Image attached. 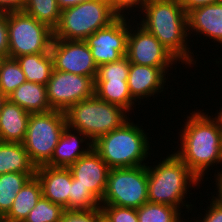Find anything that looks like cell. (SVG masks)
Masks as SVG:
<instances>
[{
  "label": "cell",
  "mask_w": 222,
  "mask_h": 222,
  "mask_svg": "<svg viewBox=\"0 0 222 222\" xmlns=\"http://www.w3.org/2000/svg\"><path fill=\"white\" fill-rule=\"evenodd\" d=\"M186 118L174 153L203 181L209 167L222 164V132L206 112L194 110Z\"/></svg>",
  "instance_id": "obj_1"
},
{
  "label": "cell",
  "mask_w": 222,
  "mask_h": 222,
  "mask_svg": "<svg viewBox=\"0 0 222 222\" xmlns=\"http://www.w3.org/2000/svg\"><path fill=\"white\" fill-rule=\"evenodd\" d=\"M138 12L144 15L139 17V24L160 41L178 64L194 67L197 60L193 57L195 50L189 47L187 13L178 0H148Z\"/></svg>",
  "instance_id": "obj_2"
},
{
  "label": "cell",
  "mask_w": 222,
  "mask_h": 222,
  "mask_svg": "<svg viewBox=\"0 0 222 222\" xmlns=\"http://www.w3.org/2000/svg\"><path fill=\"white\" fill-rule=\"evenodd\" d=\"M165 157L156 165L147 164L148 202L167 204L180 211L186 206L185 209L189 212L193 207L191 202L188 204L189 202L185 200L188 198L186 195L192 194L188 193L189 187L193 189L204 182H201L173 151Z\"/></svg>",
  "instance_id": "obj_3"
},
{
  "label": "cell",
  "mask_w": 222,
  "mask_h": 222,
  "mask_svg": "<svg viewBox=\"0 0 222 222\" xmlns=\"http://www.w3.org/2000/svg\"><path fill=\"white\" fill-rule=\"evenodd\" d=\"M142 127L129 119L120 128L97 138L93 142V150L110 168L150 164L146 162L151 154L149 133Z\"/></svg>",
  "instance_id": "obj_4"
},
{
  "label": "cell",
  "mask_w": 222,
  "mask_h": 222,
  "mask_svg": "<svg viewBox=\"0 0 222 222\" xmlns=\"http://www.w3.org/2000/svg\"><path fill=\"white\" fill-rule=\"evenodd\" d=\"M65 116L69 127L79 130L94 142L100 136L120 128L131 115L122 107L110 104L94 94L71 105L65 111Z\"/></svg>",
  "instance_id": "obj_5"
},
{
  "label": "cell",
  "mask_w": 222,
  "mask_h": 222,
  "mask_svg": "<svg viewBox=\"0 0 222 222\" xmlns=\"http://www.w3.org/2000/svg\"><path fill=\"white\" fill-rule=\"evenodd\" d=\"M120 15L108 4L91 0L61 11L53 38L85 40L97 30L109 26Z\"/></svg>",
  "instance_id": "obj_6"
},
{
  "label": "cell",
  "mask_w": 222,
  "mask_h": 222,
  "mask_svg": "<svg viewBox=\"0 0 222 222\" xmlns=\"http://www.w3.org/2000/svg\"><path fill=\"white\" fill-rule=\"evenodd\" d=\"M66 125L65 112L62 111L30 114L23 145L36 167L46 165L51 160Z\"/></svg>",
  "instance_id": "obj_7"
},
{
  "label": "cell",
  "mask_w": 222,
  "mask_h": 222,
  "mask_svg": "<svg viewBox=\"0 0 222 222\" xmlns=\"http://www.w3.org/2000/svg\"><path fill=\"white\" fill-rule=\"evenodd\" d=\"M8 57L50 52L53 29L24 11L7 12Z\"/></svg>",
  "instance_id": "obj_8"
},
{
  "label": "cell",
  "mask_w": 222,
  "mask_h": 222,
  "mask_svg": "<svg viewBox=\"0 0 222 222\" xmlns=\"http://www.w3.org/2000/svg\"><path fill=\"white\" fill-rule=\"evenodd\" d=\"M147 165L111 168L101 205L139 208L148 202Z\"/></svg>",
  "instance_id": "obj_9"
},
{
  "label": "cell",
  "mask_w": 222,
  "mask_h": 222,
  "mask_svg": "<svg viewBox=\"0 0 222 222\" xmlns=\"http://www.w3.org/2000/svg\"><path fill=\"white\" fill-rule=\"evenodd\" d=\"M134 18L129 19L126 55L129 62L152 67H173L178 60ZM130 20L137 24L133 25Z\"/></svg>",
  "instance_id": "obj_10"
},
{
  "label": "cell",
  "mask_w": 222,
  "mask_h": 222,
  "mask_svg": "<svg viewBox=\"0 0 222 222\" xmlns=\"http://www.w3.org/2000/svg\"><path fill=\"white\" fill-rule=\"evenodd\" d=\"M91 77L53 69L46 84L47 99L52 110L65 112L71 105L94 95Z\"/></svg>",
  "instance_id": "obj_11"
},
{
  "label": "cell",
  "mask_w": 222,
  "mask_h": 222,
  "mask_svg": "<svg viewBox=\"0 0 222 222\" xmlns=\"http://www.w3.org/2000/svg\"><path fill=\"white\" fill-rule=\"evenodd\" d=\"M128 34L129 18L120 15L109 26L97 30L84 40L98 67L127 55Z\"/></svg>",
  "instance_id": "obj_12"
},
{
  "label": "cell",
  "mask_w": 222,
  "mask_h": 222,
  "mask_svg": "<svg viewBox=\"0 0 222 222\" xmlns=\"http://www.w3.org/2000/svg\"><path fill=\"white\" fill-rule=\"evenodd\" d=\"M50 53L54 70L91 77L95 81L98 66L85 41L53 38Z\"/></svg>",
  "instance_id": "obj_13"
},
{
  "label": "cell",
  "mask_w": 222,
  "mask_h": 222,
  "mask_svg": "<svg viewBox=\"0 0 222 222\" xmlns=\"http://www.w3.org/2000/svg\"><path fill=\"white\" fill-rule=\"evenodd\" d=\"M169 68L173 67H152L130 63L127 83L132 99L139 105L141 99L144 101L152 96L154 99L159 93H163L165 83L170 79L168 78Z\"/></svg>",
  "instance_id": "obj_14"
},
{
  "label": "cell",
  "mask_w": 222,
  "mask_h": 222,
  "mask_svg": "<svg viewBox=\"0 0 222 222\" xmlns=\"http://www.w3.org/2000/svg\"><path fill=\"white\" fill-rule=\"evenodd\" d=\"M69 170L77 183L82 185L101 202L107 187L110 167L92 149L70 165Z\"/></svg>",
  "instance_id": "obj_15"
},
{
  "label": "cell",
  "mask_w": 222,
  "mask_h": 222,
  "mask_svg": "<svg viewBox=\"0 0 222 222\" xmlns=\"http://www.w3.org/2000/svg\"><path fill=\"white\" fill-rule=\"evenodd\" d=\"M35 175L41 183L43 197L69 210L72 182V173L69 168L43 165L36 168Z\"/></svg>",
  "instance_id": "obj_16"
},
{
  "label": "cell",
  "mask_w": 222,
  "mask_h": 222,
  "mask_svg": "<svg viewBox=\"0 0 222 222\" xmlns=\"http://www.w3.org/2000/svg\"><path fill=\"white\" fill-rule=\"evenodd\" d=\"M92 149L93 142L85 134L66 125L46 166L69 167Z\"/></svg>",
  "instance_id": "obj_17"
},
{
  "label": "cell",
  "mask_w": 222,
  "mask_h": 222,
  "mask_svg": "<svg viewBox=\"0 0 222 222\" xmlns=\"http://www.w3.org/2000/svg\"><path fill=\"white\" fill-rule=\"evenodd\" d=\"M188 34L213 39L222 44V2L204 5L190 10L187 13Z\"/></svg>",
  "instance_id": "obj_18"
},
{
  "label": "cell",
  "mask_w": 222,
  "mask_h": 222,
  "mask_svg": "<svg viewBox=\"0 0 222 222\" xmlns=\"http://www.w3.org/2000/svg\"><path fill=\"white\" fill-rule=\"evenodd\" d=\"M30 114L8 99L0 112V141L23 143Z\"/></svg>",
  "instance_id": "obj_19"
},
{
  "label": "cell",
  "mask_w": 222,
  "mask_h": 222,
  "mask_svg": "<svg viewBox=\"0 0 222 222\" xmlns=\"http://www.w3.org/2000/svg\"><path fill=\"white\" fill-rule=\"evenodd\" d=\"M8 99L29 113L52 110L47 99L46 85L26 81L16 88Z\"/></svg>",
  "instance_id": "obj_20"
},
{
  "label": "cell",
  "mask_w": 222,
  "mask_h": 222,
  "mask_svg": "<svg viewBox=\"0 0 222 222\" xmlns=\"http://www.w3.org/2000/svg\"><path fill=\"white\" fill-rule=\"evenodd\" d=\"M42 196V186L35 175L16 194L11 209L3 218L11 222H23Z\"/></svg>",
  "instance_id": "obj_21"
},
{
  "label": "cell",
  "mask_w": 222,
  "mask_h": 222,
  "mask_svg": "<svg viewBox=\"0 0 222 222\" xmlns=\"http://www.w3.org/2000/svg\"><path fill=\"white\" fill-rule=\"evenodd\" d=\"M23 143L0 141V175L10 172L36 173Z\"/></svg>",
  "instance_id": "obj_22"
},
{
  "label": "cell",
  "mask_w": 222,
  "mask_h": 222,
  "mask_svg": "<svg viewBox=\"0 0 222 222\" xmlns=\"http://www.w3.org/2000/svg\"><path fill=\"white\" fill-rule=\"evenodd\" d=\"M94 94L110 104L122 107L129 114L136 107L127 80H95Z\"/></svg>",
  "instance_id": "obj_23"
},
{
  "label": "cell",
  "mask_w": 222,
  "mask_h": 222,
  "mask_svg": "<svg viewBox=\"0 0 222 222\" xmlns=\"http://www.w3.org/2000/svg\"><path fill=\"white\" fill-rule=\"evenodd\" d=\"M19 63L26 81L46 85L51 77L53 58L50 52L23 55L15 58Z\"/></svg>",
  "instance_id": "obj_24"
},
{
  "label": "cell",
  "mask_w": 222,
  "mask_h": 222,
  "mask_svg": "<svg viewBox=\"0 0 222 222\" xmlns=\"http://www.w3.org/2000/svg\"><path fill=\"white\" fill-rule=\"evenodd\" d=\"M35 174L10 172L0 175V218L9 212L16 194Z\"/></svg>",
  "instance_id": "obj_25"
},
{
  "label": "cell",
  "mask_w": 222,
  "mask_h": 222,
  "mask_svg": "<svg viewBox=\"0 0 222 222\" xmlns=\"http://www.w3.org/2000/svg\"><path fill=\"white\" fill-rule=\"evenodd\" d=\"M23 11L53 30L61 15L57 0H26Z\"/></svg>",
  "instance_id": "obj_26"
},
{
  "label": "cell",
  "mask_w": 222,
  "mask_h": 222,
  "mask_svg": "<svg viewBox=\"0 0 222 222\" xmlns=\"http://www.w3.org/2000/svg\"><path fill=\"white\" fill-rule=\"evenodd\" d=\"M178 208L167 204L144 203L137 208L138 222H184Z\"/></svg>",
  "instance_id": "obj_27"
},
{
  "label": "cell",
  "mask_w": 222,
  "mask_h": 222,
  "mask_svg": "<svg viewBox=\"0 0 222 222\" xmlns=\"http://www.w3.org/2000/svg\"><path fill=\"white\" fill-rule=\"evenodd\" d=\"M24 82L25 74L16 59H0V90L7 97Z\"/></svg>",
  "instance_id": "obj_28"
},
{
  "label": "cell",
  "mask_w": 222,
  "mask_h": 222,
  "mask_svg": "<svg viewBox=\"0 0 222 222\" xmlns=\"http://www.w3.org/2000/svg\"><path fill=\"white\" fill-rule=\"evenodd\" d=\"M100 206V201L88 190V188L77 183V179L72 176L69 210L90 211L100 209Z\"/></svg>",
  "instance_id": "obj_29"
},
{
  "label": "cell",
  "mask_w": 222,
  "mask_h": 222,
  "mask_svg": "<svg viewBox=\"0 0 222 222\" xmlns=\"http://www.w3.org/2000/svg\"><path fill=\"white\" fill-rule=\"evenodd\" d=\"M65 209L43 196L23 222H60Z\"/></svg>",
  "instance_id": "obj_30"
},
{
  "label": "cell",
  "mask_w": 222,
  "mask_h": 222,
  "mask_svg": "<svg viewBox=\"0 0 222 222\" xmlns=\"http://www.w3.org/2000/svg\"><path fill=\"white\" fill-rule=\"evenodd\" d=\"M130 62L127 56L119 60L100 65L95 80H128Z\"/></svg>",
  "instance_id": "obj_31"
},
{
  "label": "cell",
  "mask_w": 222,
  "mask_h": 222,
  "mask_svg": "<svg viewBox=\"0 0 222 222\" xmlns=\"http://www.w3.org/2000/svg\"><path fill=\"white\" fill-rule=\"evenodd\" d=\"M100 210L106 222H138L136 208L101 205Z\"/></svg>",
  "instance_id": "obj_32"
},
{
  "label": "cell",
  "mask_w": 222,
  "mask_h": 222,
  "mask_svg": "<svg viewBox=\"0 0 222 222\" xmlns=\"http://www.w3.org/2000/svg\"><path fill=\"white\" fill-rule=\"evenodd\" d=\"M103 219L100 209L90 211L65 210L60 222H102Z\"/></svg>",
  "instance_id": "obj_33"
},
{
  "label": "cell",
  "mask_w": 222,
  "mask_h": 222,
  "mask_svg": "<svg viewBox=\"0 0 222 222\" xmlns=\"http://www.w3.org/2000/svg\"><path fill=\"white\" fill-rule=\"evenodd\" d=\"M209 203L210 205H208L207 210H205V215L202 216L203 214H201L198 220H193L196 222H222V206L213 198H211Z\"/></svg>",
  "instance_id": "obj_34"
},
{
  "label": "cell",
  "mask_w": 222,
  "mask_h": 222,
  "mask_svg": "<svg viewBox=\"0 0 222 222\" xmlns=\"http://www.w3.org/2000/svg\"><path fill=\"white\" fill-rule=\"evenodd\" d=\"M9 39L7 13H0V59L8 58Z\"/></svg>",
  "instance_id": "obj_35"
},
{
  "label": "cell",
  "mask_w": 222,
  "mask_h": 222,
  "mask_svg": "<svg viewBox=\"0 0 222 222\" xmlns=\"http://www.w3.org/2000/svg\"><path fill=\"white\" fill-rule=\"evenodd\" d=\"M147 1L148 0H116V12L119 15L127 14L128 16L131 14L129 12H132L133 10V12H138Z\"/></svg>",
  "instance_id": "obj_36"
},
{
  "label": "cell",
  "mask_w": 222,
  "mask_h": 222,
  "mask_svg": "<svg viewBox=\"0 0 222 222\" xmlns=\"http://www.w3.org/2000/svg\"><path fill=\"white\" fill-rule=\"evenodd\" d=\"M26 0H0V13L23 11Z\"/></svg>",
  "instance_id": "obj_37"
},
{
  "label": "cell",
  "mask_w": 222,
  "mask_h": 222,
  "mask_svg": "<svg viewBox=\"0 0 222 222\" xmlns=\"http://www.w3.org/2000/svg\"><path fill=\"white\" fill-rule=\"evenodd\" d=\"M178 1L181 3L186 13L200 6L222 2V0H178Z\"/></svg>",
  "instance_id": "obj_38"
},
{
  "label": "cell",
  "mask_w": 222,
  "mask_h": 222,
  "mask_svg": "<svg viewBox=\"0 0 222 222\" xmlns=\"http://www.w3.org/2000/svg\"><path fill=\"white\" fill-rule=\"evenodd\" d=\"M214 176H215L214 185H216L214 187L217 188V189H215L217 191V193H215L216 196H215V194L212 195V198L222 206V174H219V175L214 174Z\"/></svg>",
  "instance_id": "obj_39"
},
{
  "label": "cell",
  "mask_w": 222,
  "mask_h": 222,
  "mask_svg": "<svg viewBox=\"0 0 222 222\" xmlns=\"http://www.w3.org/2000/svg\"><path fill=\"white\" fill-rule=\"evenodd\" d=\"M91 0H57L58 6L60 10H65L67 8H71L72 6H76L78 4H81L83 2H88Z\"/></svg>",
  "instance_id": "obj_40"
},
{
  "label": "cell",
  "mask_w": 222,
  "mask_h": 222,
  "mask_svg": "<svg viewBox=\"0 0 222 222\" xmlns=\"http://www.w3.org/2000/svg\"><path fill=\"white\" fill-rule=\"evenodd\" d=\"M219 109L220 110L216 112L217 114H214V117L212 114L210 116L216 122L217 126L222 132V107H220Z\"/></svg>",
  "instance_id": "obj_41"
},
{
  "label": "cell",
  "mask_w": 222,
  "mask_h": 222,
  "mask_svg": "<svg viewBox=\"0 0 222 222\" xmlns=\"http://www.w3.org/2000/svg\"><path fill=\"white\" fill-rule=\"evenodd\" d=\"M7 100L8 97L0 90V112L3 109V106Z\"/></svg>",
  "instance_id": "obj_42"
},
{
  "label": "cell",
  "mask_w": 222,
  "mask_h": 222,
  "mask_svg": "<svg viewBox=\"0 0 222 222\" xmlns=\"http://www.w3.org/2000/svg\"><path fill=\"white\" fill-rule=\"evenodd\" d=\"M97 1L108 4L110 7H112L116 11V0H97Z\"/></svg>",
  "instance_id": "obj_43"
},
{
  "label": "cell",
  "mask_w": 222,
  "mask_h": 222,
  "mask_svg": "<svg viewBox=\"0 0 222 222\" xmlns=\"http://www.w3.org/2000/svg\"><path fill=\"white\" fill-rule=\"evenodd\" d=\"M0 222H11V221L5 220L4 218H0Z\"/></svg>",
  "instance_id": "obj_44"
},
{
  "label": "cell",
  "mask_w": 222,
  "mask_h": 222,
  "mask_svg": "<svg viewBox=\"0 0 222 222\" xmlns=\"http://www.w3.org/2000/svg\"><path fill=\"white\" fill-rule=\"evenodd\" d=\"M215 172L217 173L216 175H219V174H222V170L221 171H219V170H215Z\"/></svg>",
  "instance_id": "obj_45"
}]
</instances>
